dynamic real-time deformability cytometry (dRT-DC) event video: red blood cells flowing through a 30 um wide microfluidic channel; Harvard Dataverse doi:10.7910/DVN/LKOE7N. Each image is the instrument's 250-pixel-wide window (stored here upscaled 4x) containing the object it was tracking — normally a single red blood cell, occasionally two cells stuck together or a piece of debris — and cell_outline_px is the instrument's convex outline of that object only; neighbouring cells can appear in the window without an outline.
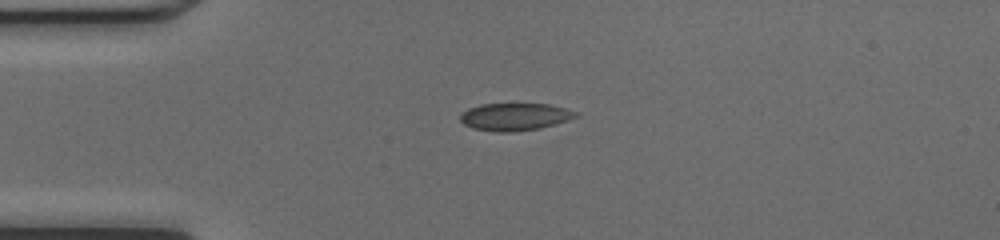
{"species": "common noctule bat (a hibernating species)", "species_latin": "Nyctalus noctula", "temperature_condition": "cold", "stored_images_in_passage": 37, "camera_frame_rate_fps": 3000, "um_per_image_px": 0.085, "animal": {"sex": "female", "body_mass_g": 17.0, "forearm_length_mm": 48.0}, "frame": {"image": 1, "passage_image": 1, "time_ms": 0.0, "image_size_px": [1000, 240], "cell_outline_px": [[576, 116], [540, 128], [508, 132], [500, 132], [472, 128], [464, 124], [460, 120], [460, 116], [468, 108], [480, 104], [548, 104], [568, 108], [576, 112]], "centroid_in_image_um": [43.71, 9.91], "position_along_channel_um": 41.3, "area_um2": 18.09}}
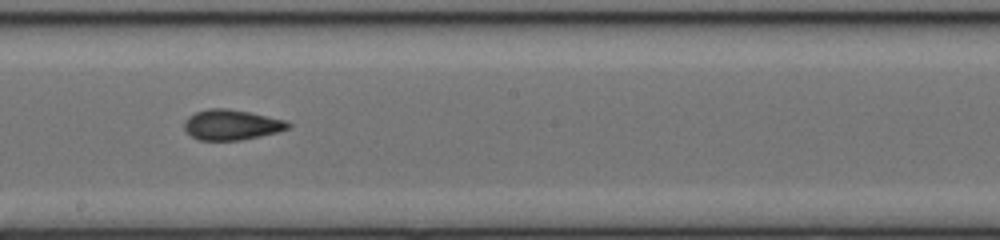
{"frame": {"image": 2, "passage_image": 16, "time_ms": 5.0, "image_size_px": [1000, 240], "cell_outline_px": [[292, 124], [288, 128], [276, 132], [260, 136], [240, 140], [200, 140], [192, 136], [184, 128], [184, 120], [188, 116], [196, 112], [208, 108], [228, 108], [288, 120]], "centroid_in_image_um": [19.68, 10.59], "position_along_channel_um": 228.5, "area_um2": 18.32}}
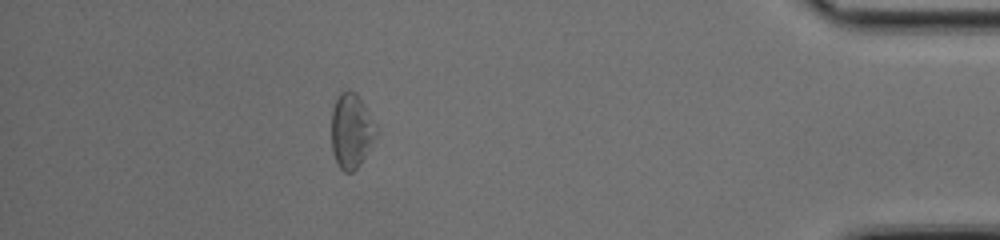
{"frame": {"image": 3, "passage_image": 32, "time_ms": 10.333, "image_size_px": [1000, 240], "cell_outline_px": [[372, 144], [360, 164], [352, 172], [344, 172], [340, 168], [332, 152], [332, 108], [340, 92], [348, 88], [356, 92], [364, 104]], "centroid_in_image_um": [29.73, 11.12], "position_along_channel_um": 405.5, "area_um2": 18.15}, "authors_computed_cell_mechanics": {"area_um2": 18.5538, "velocity_mm_per_s": 4.2579, "shape_relaxation_time_tau1_ms": 2.5376, "shape_relaxation_time_tau2_ms": 2.7153, "deformation_change_tau1": 0.1078, "deformation_change_tau2": 0.0762}}